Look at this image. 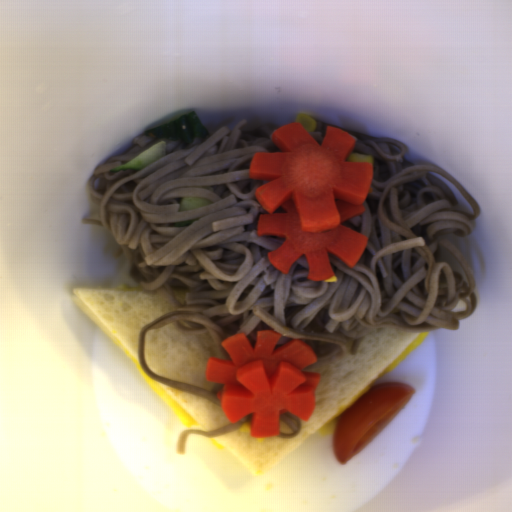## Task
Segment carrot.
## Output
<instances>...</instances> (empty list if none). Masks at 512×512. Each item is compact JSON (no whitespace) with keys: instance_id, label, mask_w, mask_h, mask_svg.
<instances>
[{"instance_id":"cead05ca","label":"carrot","mask_w":512,"mask_h":512,"mask_svg":"<svg viewBox=\"0 0 512 512\" xmlns=\"http://www.w3.org/2000/svg\"><path fill=\"white\" fill-rule=\"evenodd\" d=\"M283 334L259 330L255 344L243 332L221 346L230 359L209 357L205 378L222 384L216 397L232 424L250 418L251 436H279L280 416L308 421L316 407L321 374L303 369L317 363L313 347L293 339L276 348Z\"/></svg>"},{"instance_id":"b8716197","label":"carrot","mask_w":512,"mask_h":512,"mask_svg":"<svg viewBox=\"0 0 512 512\" xmlns=\"http://www.w3.org/2000/svg\"><path fill=\"white\" fill-rule=\"evenodd\" d=\"M280 152H256L249 179L266 180L254 197L266 213L257 219V236L284 238L268 252L284 274L306 256L309 281L336 275L329 253L349 269L360 260L368 239L344 225L366 213L364 201L373 184V162L348 161L357 139L332 126L321 145L299 122L270 133Z\"/></svg>"}]
</instances>
